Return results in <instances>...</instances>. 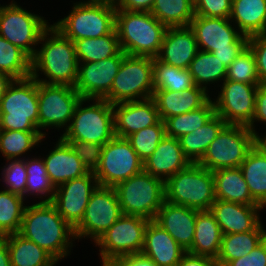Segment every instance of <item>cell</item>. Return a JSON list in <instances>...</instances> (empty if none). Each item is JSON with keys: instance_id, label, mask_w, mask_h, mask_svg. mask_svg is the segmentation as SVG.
I'll return each mask as SVG.
<instances>
[{"instance_id": "obj_8", "label": "cell", "mask_w": 266, "mask_h": 266, "mask_svg": "<svg viewBox=\"0 0 266 266\" xmlns=\"http://www.w3.org/2000/svg\"><path fill=\"white\" fill-rule=\"evenodd\" d=\"M123 214L154 220L165 201V182L146 171L115 187Z\"/></svg>"}, {"instance_id": "obj_5", "label": "cell", "mask_w": 266, "mask_h": 266, "mask_svg": "<svg viewBox=\"0 0 266 266\" xmlns=\"http://www.w3.org/2000/svg\"><path fill=\"white\" fill-rule=\"evenodd\" d=\"M165 200L209 211L216 200L213 172L198 163H190L165 182Z\"/></svg>"}, {"instance_id": "obj_45", "label": "cell", "mask_w": 266, "mask_h": 266, "mask_svg": "<svg viewBox=\"0 0 266 266\" xmlns=\"http://www.w3.org/2000/svg\"><path fill=\"white\" fill-rule=\"evenodd\" d=\"M226 80L261 85L253 51L247 45L227 68Z\"/></svg>"}, {"instance_id": "obj_32", "label": "cell", "mask_w": 266, "mask_h": 266, "mask_svg": "<svg viewBox=\"0 0 266 266\" xmlns=\"http://www.w3.org/2000/svg\"><path fill=\"white\" fill-rule=\"evenodd\" d=\"M266 238L262 222L252 231L222 235L221 248L216 258L217 266L249 254Z\"/></svg>"}, {"instance_id": "obj_13", "label": "cell", "mask_w": 266, "mask_h": 266, "mask_svg": "<svg viewBox=\"0 0 266 266\" xmlns=\"http://www.w3.org/2000/svg\"><path fill=\"white\" fill-rule=\"evenodd\" d=\"M144 170L143 160L126 138L115 136L103 145L101 159L94 170L99 186L115 187Z\"/></svg>"}, {"instance_id": "obj_51", "label": "cell", "mask_w": 266, "mask_h": 266, "mask_svg": "<svg viewBox=\"0 0 266 266\" xmlns=\"http://www.w3.org/2000/svg\"><path fill=\"white\" fill-rule=\"evenodd\" d=\"M266 122V84H261L257 88L256 101H255V111L253 115L252 122L248 127L255 134L256 138L259 140L261 136L255 131L254 122Z\"/></svg>"}, {"instance_id": "obj_22", "label": "cell", "mask_w": 266, "mask_h": 266, "mask_svg": "<svg viewBox=\"0 0 266 266\" xmlns=\"http://www.w3.org/2000/svg\"><path fill=\"white\" fill-rule=\"evenodd\" d=\"M198 50L197 41L190 26L169 27L156 58L167 65L188 69Z\"/></svg>"}, {"instance_id": "obj_34", "label": "cell", "mask_w": 266, "mask_h": 266, "mask_svg": "<svg viewBox=\"0 0 266 266\" xmlns=\"http://www.w3.org/2000/svg\"><path fill=\"white\" fill-rule=\"evenodd\" d=\"M11 266H56L57 261L36 243L19 233L5 236Z\"/></svg>"}, {"instance_id": "obj_16", "label": "cell", "mask_w": 266, "mask_h": 266, "mask_svg": "<svg viewBox=\"0 0 266 266\" xmlns=\"http://www.w3.org/2000/svg\"><path fill=\"white\" fill-rule=\"evenodd\" d=\"M258 86L225 79L213 102L216 114L227 124L248 126L253 119Z\"/></svg>"}, {"instance_id": "obj_2", "label": "cell", "mask_w": 266, "mask_h": 266, "mask_svg": "<svg viewBox=\"0 0 266 266\" xmlns=\"http://www.w3.org/2000/svg\"><path fill=\"white\" fill-rule=\"evenodd\" d=\"M40 41L42 48L36 50L31 59V77L46 84L74 87L79 65L74 42L53 25L43 33ZM39 71L43 72L48 80L40 79Z\"/></svg>"}, {"instance_id": "obj_33", "label": "cell", "mask_w": 266, "mask_h": 266, "mask_svg": "<svg viewBox=\"0 0 266 266\" xmlns=\"http://www.w3.org/2000/svg\"><path fill=\"white\" fill-rule=\"evenodd\" d=\"M227 125L222 117L215 114L202 127L179 138L183 154L191 163H198L210 143Z\"/></svg>"}, {"instance_id": "obj_43", "label": "cell", "mask_w": 266, "mask_h": 266, "mask_svg": "<svg viewBox=\"0 0 266 266\" xmlns=\"http://www.w3.org/2000/svg\"><path fill=\"white\" fill-rule=\"evenodd\" d=\"M26 171L27 180L25 194L40 195L38 198L45 195L44 197L46 199H43L40 203L52 202L55 194V187L49 179L43 158L27 159Z\"/></svg>"}, {"instance_id": "obj_26", "label": "cell", "mask_w": 266, "mask_h": 266, "mask_svg": "<svg viewBox=\"0 0 266 266\" xmlns=\"http://www.w3.org/2000/svg\"><path fill=\"white\" fill-rule=\"evenodd\" d=\"M43 160L49 179L55 188L89 172L70 144L61 137L54 149Z\"/></svg>"}, {"instance_id": "obj_58", "label": "cell", "mask_w": 266, "mask_h": 266, "mask_svg": "<svg viewBox=\"0 0 266 266\" xmlns=\"http://www.w3.org/2000/svg\"><path fill=\"white\" fill-rule=\"evenodd\" d=\"M258 141L266 148V135H261V138Z\"/></svg>"}, {"instance_id": "obj_46", "label": "cell", "mask_w": 266, "mask_h": 266, "mask_svg": "<svg viewBox=\"0 0 266 266\" xmlns=\"http://www.w3.org/2000/svg\"><path fill=\"white\" fill-rule=\"evenodd\" d=\"M9 164L3 168V182H5L7 190L13 194L25 197L27 171L25 159H8ZM10 161V162H9Z\"/></svg>"}, {"instance_id": "obj_31", "label": "cell", "mask_w": 266, "mask_h": 266, "mask_svg": "<svg viewBox=\"0 0 266 266\" xmlns=\"http://www.w3.org/2000/svg\"><path fill=\"white\" fill-rule=\"evenodd\" d=\"M213 176L216 199L246 205H258L253 200L239 167L213 171Z\"/></svg>"}, {"instance_id": "obj_48", "label": "cell", "mask_w": 266, "mask_h": 266, "mask_svg": "<svg viewBox=\"0 0 266 266\" xmlns=\"http://www.w3.org/2000/svg\"><path fill=\"white\" fill-rule=\"evenodd\" d=\"M232 0H194L195 15L203 17L229 18Z\"/></svg>"}, {"instance_id": "obj_9", "label": "cell", "mask_w": 266, "mask_h": 266, "mask_svg": "<svg viewBox=\"0 0 266 266\" xmlns=\"http://www.w3.org/2000/svg\"><path fill=\"white\" fill-rule=\"evenodd\" d=\"M257 142L248 126L227 124L210 143L198 164L212 172L238 168Z\"/></svg>"}, {"instance_id": "obj_11", "label": "cell", "mask_w": 266, "mask_h": 266, "mask_svg": "<svg viewBox=\"0 0 266 266\" xmlns=\"http://www.w3.org/2000/svg\"><path fill=\"white\" fill-rule=\"evenodd\" d=\"M47 23L44 17L24 10L16 2L0 5V36L23 50L31 59L41 36L51 26Z\"/></svg>"}, {"instance_id": "obj_19", "label": "cell", "mask_w": 266, "mask_h": 266, "mask_svg": "<svg viewBox=\"0 0 266 266\" xmlns=\"http://www.w3.org/2000/svg\"><path fill=\"white\" fill-rule=\"evenodd\" d=\"M231 23L229 18L195 15L189 26L195 35L198 49L212 53L215 49L230 48V44H248V37Z\"/></svg>"}, {"instance_id": "obj_24", "label": "cell", "mask_w": 266, "mask_h": 266, "mask_svg": "<svg viewBox=\"0 0 266 266\" xmlns=\"http://www.w3.org/2000/svg\"><path fill=\"white\" fill-rule=\"evenodd\" d=\"M190 163L183 154L179 139L167 135L155 151L143 161L144 171L164 182Z\"/></svg>"}, {"instance_id": "obj_29", "label": "cell", "mask_w": 266, "mask_h": 266, "mask_svg": "<svg viewBox=\"0 0 266 266\" xmlns=\"http://www.w3.org/2000/svg\"><path fill=\"white\" fill-rule=\"evenodd\" d=\"M253 200L266 207V148L258 141L239 167Z\"/></svg>"}, {"instance_id": "obj_20", "label": "cell", "mask_w": 266, "mask_h": 266, "mask_svg": "<svg viewBox=\"0 0 266 266\" xmlns=\"http://www.w3.org/2000/svg\"><path fill=\"white\" fill-rule=\"evenodd\" d=\"M115 135L127 138L129 135L152 125L159 120L158 110L152 98L113 104Z\"/></svg>"}, {"instance_id": "obj_35", "label": "cell", "mask_w": 266, "mask_h": 266, "mask_svg": "<svg viewBox=\"0 0 266 266\" xmlns=\"http://www.w3.org/2000/svg\"><path fill=\"white\" fill-rule=\"evenodd\" d=\"M78 62H96L119 55L122 50L116 30L99 38L74 41Z\"/></svg>"}, {"instance_id": "obj_1", "label": "cell", "mask_w": 266, "mask_h": 266, "mask_svg": "<svg viewBox=\"0 0 266 266\" xmlns=\"http://www.w3.org/2000/svg\"><path fill=\"white\" fill-rule=\"evenodd\" d=\"M18 233L36 243L57 262L70 254L69 250L76 239L74 228L63 219L51 202L26 206Z\"/></svg>"}, {"instance_id": "obj_6", "label": "cell", "mask_w": 266, "mask_h": 266, "mask_svg": "<svg viewBox=\"0 0 266 266\" xmlns=\"http://www.w3.org/2000/svg\"><path fill=\"white\" fill-rule=\"evenodd\" d=\"M0 130L39 131L38 81L13 80L0 99Z\"/></svg>"}, {"instance_id": "obj_21", "label": "cell", "mask_w": 266, "mask_h": 266, "mask_svg": "<svg viewBox=\"0 0 266 266\" xmlns=\"http://www.w3.org/2000/svg\"><path fill=\"white\" fill-rule=\"evenodd\" d=\"M259 205H246L216 199L210 208L221 232L225 234L244 233L254 230L260 223ZM259 210V211H258Z\"/></svg>"}, {"instance_id": "obj_7", "label": "cell", "mask_w": 266, "mask_h": 266, "mask_svg": "<svg viewBox=\"0 0 266 266\" xmlns=\"http://www.w3.org/2000/svg\"><path fill=\"white\" fill-rule=\"evenodd\" d=\"M92 99H81L70 124L62 134L64 140L106 144L115 135L113 104L104 99H93V104L82 106Z\"/></svg>"}, {"instance_id": "obj_41", "label": "cell", "mask_w": 266, "mask_h": 266, "mask_svg": "<svg viewBox=\"0 0 266 266\" xmlns=\"http://www.w3.org/2000/svg\"><path fill=\"white\" fill-rule=\"evenodd\" d=\"M43 138L40 131L0 130V152L7 160L19 159Z\"/></svg>"}, {"instance_id": "obj_57", "label": "cell", "mask_w": 266, "mask_h": 266, "mask_svg": "<svg viewBox=\"0 0 266 266\" xmlns=\"http://www.w3.org/2000/svg\"><path fill=\"white\" fill-rule=\"evenodd\" d=\"M14 79L9 75L0 72V99Z\"/></svg>"}, {"instance_id": "obj_14", "label": "cell", "mask_w": 266, "mask_h": 266, "mask_svg": "<svg viewBox=\"0 0 266 266\" xmlns=\"http://www.w3.org/2000/svg\"><path fill=\"white\" fill-rule=\"evenodd\" d=\"M83 99L74 87L38 82V129L63 128L70 124L75 108Z\"/></svg>"}, {"instance_id": "obj_50", "label": "cell", "mask_w": 266, "mask_h": 266, "mask_svg": "<svg viewBox=\"0 0 266 266\" xmlns=\"http://www.w3.org/2000/svg\"><path fill=\"white\" fill-rule=\"evenodd\" d=\"M225 266H266V238L249 254L229 261Z\"/></svg>"}, {"instance_id": "obj_42", "label": "cell", "mask_w": 266, "mask_h": 266, "mask_svg": "<svg viewBox=\"0 0 266 266\" xmlns=\"http://www.w3.org/2000/svg\"><path fill=\"white\" fill-rule=\"evenodd\" d=\"M24 198L7 190L0 191V236L18 233L26 206Z\"/></svg>"}, {"instance_id": "obj_39", "label": "cell", "mask_w": 266, "mask_h": 266, "mask_svg": "<svg viewBox=\"0 0 266 266\" xmlns=\"http://www.w3.org/2000/svg\"><path fill=\"white\" fill-rule=\"evenodd\" d=\"M154 90H171L182 92L195 86L188 69L167 65L153 58Z\"/></svg>"}, {"instance_id": "obj_44", "label": "cell", "mask_w": 266, "mask_h": 266, "mask_svg": "<svg viewBox=\"0 0 266 266\" xmlns=\"http://www.w3.org/2000/svg\"><path fill=\"white\" fill-rule=\"evenodd\" d=\"M165 136V124L160 119L155 125L143 128L129 135L126 139L131 143L137 155L144 161L155 151Z\"/></svg>"}, {"instance_id": "obj_40", "label": "cell", "mask_w": 266, "mask_h": 266, "mask_svg": "<svg viewBox=\"0 0 266 266\" xmlns=\"http://www.w3.org/2000/svg\"><path fill=\"white\" fill-rule=\"evenodd\" d=\"M0 72L14 80L31 77V58L0 36Z\"/></svg>"}, {"instance_id": "obj_53", "label": "cell", "mask_w": 266, "mask_h": 266, "mask_svg": "<svg viewBox=\"0 0 266 266\" xmlns=\"http://www.w3.org/2000/svg\"><path fill=\"white\" fill-rule=\"evenodd\" d=\"M117 10L151 12L154 0H113Z\"/></svg>"}, {"instance_id": "obj_55", "label": "cell", "mask_w": 266, "mask_h": 266, "mask_svg": "<svg viewBox=\"0 0 266 266\" xmlns=\"http://www.w3.org/2000/svg\"><path fill=\"white\" fill-rule=\"evenodd\" d=\"M177 266H217L216 259L186 252Z\"/></svg>"}, {"instance_id": "obj_37", "label": "cell", "mask_w": 266, "mask_h": 266, "mask_svg": "<svg viewBox=\"0 0 266 266\" xmlns=\"http://www.w3.org/2000/svg\"><path fill=\"white\" fill-rule=\"evenodd\" d=\"M216 114L213 101L210 99L201 108L175 115L164 120L166 135L180 138L202 127Z\"/></svg>"}, {"instance_id": "obj_47", "label": "cell", "mask_w": 266, "mask_h": 266, "mask_svg": "<svg viewBox=\"0 0 266 266\" xmlns=\"http://www.w3.org/2000/svg\"><path fill=\"white\" fill-rule=\"evenodd\" d=\"M68 142L89 171H94L101 159L103 145L98 143L84 142L80 140H65Z\"/></svg>"}, {"instance_id": "obj_4", "label": "cell", "mask_w": 266, "mask_h": 266, "mask_svg": "<svg viewBox=\"0 0 266 266\" xmlns=\"http://www.w3.org/2000/svg\"><path fill=\"white\" fill-rule=\"evenodd\" d=\"M116 10L113 0L81 1L74 3L70 14L53 26L73 42L84 38H99L115 29Z\"/></svg>"}, {"instance_id": "obj_38", "label": "cell", "mask_w": 266, "mask_h": 266, "mask_svg": "<svg viewBox=\"0 0 266 266\" xmlns=\"http://www.w3.org/2000/svg\"><path fill=\"white\" fill-rule=\"evenodd\" d=\"M194 84L207 90V84L226 79L227 67L211 52L198 50L189 65Z\"/></svg>"}, {"instance_id": "obj_18", "label": "cell", "mask_w": 266, "mask_h": 266, "mask_svg": "<svg viewBox=\"0 0 266 266\" xmlns=\"http://www.w3.org/2000/svg\"><path fill=\"white\" fill-rule=\"evenodd\" d=\"M125 53L101 61L79 62L75 90L83 99H104L110 92Z\"/></svg>"}, {"instance_id": "obj_56", "label": "cell", "mask_w": 266, "mask_h": 266, "mask_svg": "<svg viewBox=\"0 0 266 266\" xmlns=\"http://www.w3.org/2000/svg\"><path fill=\"white\" fill-rule=\"evenodd\" d=\"M0 266H11L10 254L5 236H0Z\"/></svg>"}, {"instance_id": "obj_12", "label": "cell", "mask_w": 266, "mask_h": 266, "mask_svg": "<svg viewBox=\"0 0 266 266\" xmlns=\"http://www.w3.org/2000/svg\"><path fill=\"white\" fill-rule=\"evenodd\" d=\"M149 219L123 214L94 243L101 248L102 266H108L121 256L141 253Z\"/></svg>"}, {"instance_id": "obj_49", "label": "cell", "mask_w": 266, "mask_h": 266, "mask_svg": "<svg viewBox=\"0 0 266 266\" xmlns=\"http://www.w3.org/2000/svg\"><path fill=\"white\" fill-rule=\"evenodd\" d=\"M248 46L256 59L259 81L266 84V32L249 37Z\"/></svg>"}, {"instance_id": "obj_27", "label": "cell", "mask_w": 266, "mask_h": 266, "mask_svg": "<svg viewBox=\"0 0 266 266\" xmlns=\"http://www.w3.org/2000/svg\"><path fill=\"white\" fill-rule=\"evenodd\" d=\"M141 253L158 266H177L186 250L159 224L150 220L145 229Z\"/></svg>"}, {"instance_id": "obj_25", "label": "cell", "mask_w": 266, "mask_h": 266, "mask_svg": "<svg viewBox=\"0 0 266 266\" xmlns=\"http://www.w3.org/2000/svg\"><path fill=\"white\" fill-rule=\"evenodd\" d=\"M208 92L196 85L182 92L154 90L152 99L155 101L160 119L164 121L166 118L201 108L211 99Z\"/></svg>"}, {"instance_id": "obj_28", "label": "cell", "mask_w": 266, "mask_h": 266, "mask_svg": "<svg viewBox=\"0 0 266 266\" xmlns=\"http://www.w3.org/2000/svg\"><path fill=\"white\" fill-rule=\"evenodd\" d=\"M222 235L220 226L210 210L199 211L195 221L193 243L186 252L216 259L220 252Z\"/></svg>"}, {"instance_id": "obj_52", "label": "cell", "mask_w": 266, "mask_h": 266, "mask_svg": "<svg viewBox=\"0 0 266 266\" xmlns=\"http://www.w3.org/2000/svg\"><path fill=\"white\" fill-rule=\"evenodd\" d=\"M108 266H158L151 258L143 253H135L116 258Z\"/></svg>"}, {"instance_id": "obj_15", "label": "cell", "mask_w": 266, "mask_h": 266, "mask_svg": "<svg viewBox=\"0 0 266 266\" xmlns=\"http://www.w3.org/2000/svg\"><path fill=\"white\" fill-rule=\"evenodd\" d=\"M123 215L114 187L98 186L91 194L81 222L74 228L76 239L94 242Z\"/></svg>"}, {"instance_id": "obj_54", "label": "cell", "mask_w": 266, "mask_h": 266, "mask_svg": "<svg viewBox=\"0 0 266 266\" xmlns=\"http://www.w3.org/2000/svg\"><path fill=\"white\" fill-rule=\"evenodd\" d=\"M248 44H230V48L215 49L212 53L228 68Z\"/></svg>"}, {"instance_id": "obj_3", "label": "cell", "mask_w": 266, "mask_h": 266, "mask_svg": "<svg viewBox=\"0 0 266 266\" xmlns=\"http://www.w3.org/2000/svg\"><path fill=\"white\" fill-rule=\"evenodd\" d=\"M115 30L125 54L156 58L167 27L150 12L116 10Z\"/></svg>"}, {"instance_id": "obj_17", "label": "cell", "mask_w": 266, "mask_h": 266, "mask_svg": "<svg viewBox=\"0 0 266 266\" xmlns=\"http://www.w3.org/2000/svg\"><path fill=\"white\" fill-rule=\"evenodd\" d=\"M99 186L94 171L69 180L55 188L52 204L73 228L82 220L91 194Z\"/></svg>"}, {"instance_id": "obj_23", "label": "cell", "mask_w": 266, "mask_h": 266, "mask_svg": "<svg viewBox=\"0 0 266 266\" xmlns=\"http://www.w3.org/2000/svg\"><path fill=\"white\" fill-rule=\"evenodd\" d=\"M199 211L164 201L154 221L166 230L186 251L192 246Z\"/></svg>"}, {"instance_id": "obj_30", "label": "cell", "mask_w": 266, "mask_h": 266, "mask_svg": "<svg viewBox=\"0 0 266 266\" xmlns=\"http://www.w3.org/2000/svg\"><path fill=\"white\" fill-rule=\"evenodd\" d=\"M229 19L248 38L266 32V0H232Z\"/></svg>"}, {"instance_id": "obj_10", "label": "cell", "mask_w": 266, "mask_h": 266, "mask_svg": "<svg viewBox=\"0 0 266 266\" xmlns=\"http://www.w3.org/2000/svg\"><path fill=\"white\" fill-rule=\"evenodd\" d=\"M153 93V58L125 54L104 100L110 104L140 101L152 98Z\"/></svg>"}, {"instance_id": "obj_36", "label": "cell", "mask_w": 266, "mask_h": 266, "mask_svg": "<svg viewBox=\"0 0 266 266\" xmlns=\"http://www.w3.org/2000/svg\"><path fill=\"white\" fill-rule=\"evenodd\" d=\"M150 13L167 28L189 26L195 16L194 0H154Z\"/></svg>"}]
</instances>
